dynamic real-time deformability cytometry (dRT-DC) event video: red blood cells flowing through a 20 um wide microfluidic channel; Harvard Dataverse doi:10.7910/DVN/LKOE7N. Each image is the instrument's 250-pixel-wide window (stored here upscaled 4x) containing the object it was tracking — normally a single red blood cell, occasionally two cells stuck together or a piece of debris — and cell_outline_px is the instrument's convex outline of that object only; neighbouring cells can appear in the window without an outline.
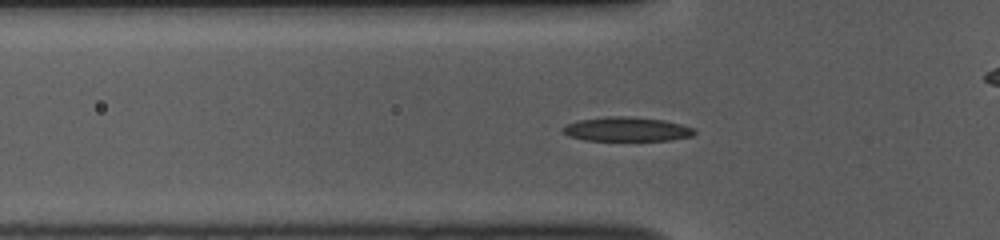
{"species": "common noctule bat (a hibernating species)", "species_latin": "Nyctalus noctula", "temperature_condition": "room temperature", "stored_images_in_passage": 45, "camera_frame_rate_fps": 3000, "um_per_image_px": 0.085, "animal": {"sex": "female", "body_mass_g": 10.0, "forearm_length_mm": 53.1}, "frame": {"image": 1, "passage_image": 9, "time_ms": 2.667, "image_size_px": [1000, 240], "cell_outline_px": [[696, 132], [692, 136], [672, 140], [584, 140], [568, 136], [560, 128], [568, 124], [580, 120], [608, 116], [624, 116], [664, 120], [680, 124], [692, 128]], "centroid_in_image_um": [53.26, 10.98], "position_along_channel_um": 72.5, "area_um2": 18.38}}
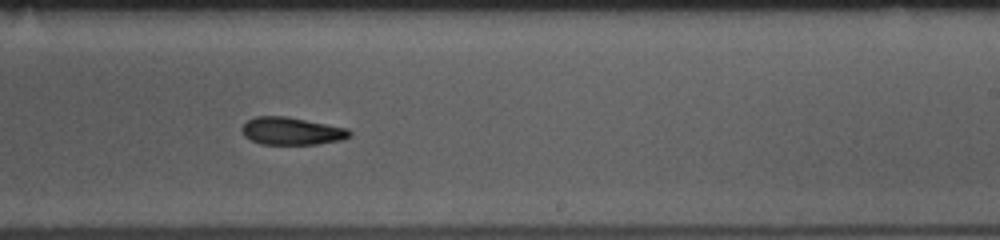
{"frame": {"image": 2, "passage_image": 24, "time_ms": 7.667, "image_size_px": [1000, 240], "cell_outline_px": [[352, 136], [340, 140], [316, 144], [260, 144], [244, 136], [240, 128], [248, 120], [256, 116], [288, 116], [348, 128], [352, 132]], "centroid_in_image_um": [24.8, 11.13], "position_along_channel_um": 264.2, "area_um2": 17.4}}
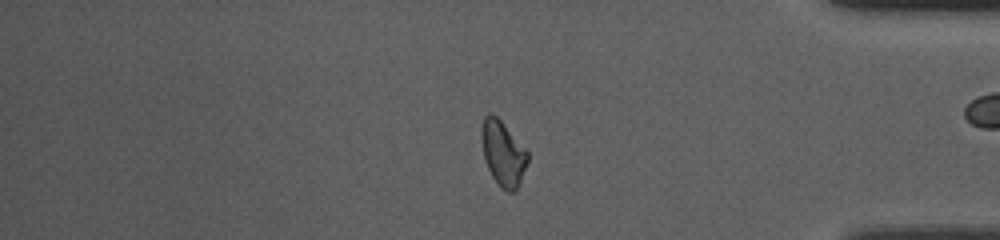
{"frame": {"image": 3, "passage_image": 36, "time_ms": 11.667, "image_size_px": [1000, 240], "cell_outline_px": [[528, 160], [520, 180], [516, 188], [512, 192], [508, 192], [500, 188], [496, 184], [488, 168], [484, 156], [480, 140], [480, 128], [484, 116], [488, 112], [492, 112], [500, 120], [528, 152]], "centroid_in_image_um": [42.7, 13.01], "position_along_channel_um": 392.5, "area_um2": 17.4}, "authors_computed_cell_mechanics": {"area_um2": 17.918, "velocity_mm_per_s": 3.834, "shape_relaxation_time_tau1_ms": 3.1454, "shape_relaxation_time_tau2_ms": null, "deformation_change_tau1": 0.1247, "deformation_change_tau2": null}}